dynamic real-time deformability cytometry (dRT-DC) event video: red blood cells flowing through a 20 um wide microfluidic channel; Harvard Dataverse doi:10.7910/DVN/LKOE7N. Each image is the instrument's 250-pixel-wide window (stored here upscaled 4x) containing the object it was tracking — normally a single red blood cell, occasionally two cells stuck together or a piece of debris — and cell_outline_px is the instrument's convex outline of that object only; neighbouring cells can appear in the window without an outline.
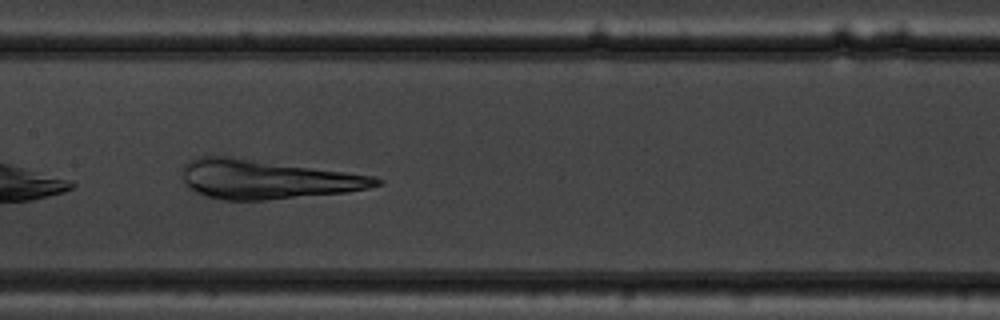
{"species": "common noctule bat (a hibernating species)", "species_latin": "Nyctalus noctula", "temperature_condition": "warm", "stored_images_in_passage": 32, "camera_frame_rate_fps": 3000, "um_per_image_px": 0.085, "animal": {"sex": "male", "body_mass_g": 19.5, "forearm_length_mm": 54.6}, "frame": {"image": 1, "passage_image": 10, "time_ms": 3.0, "image_size_px": [1000, 320], "cell_outline_px": [[384, 184], [368, 188], [348, 192], [264, 200], [224, 200], [208, 196], [196, 192], [188, 188], [184, 184], [180, 176], [180, 172], [184, 164], [188, 160], [200, 156], [232, 156], [376, 176], [384, 180]], "centroid_in_image_um": [22.67, 15.23], "position_along_channel_um": 184.7, "area_um2": 44.68}}